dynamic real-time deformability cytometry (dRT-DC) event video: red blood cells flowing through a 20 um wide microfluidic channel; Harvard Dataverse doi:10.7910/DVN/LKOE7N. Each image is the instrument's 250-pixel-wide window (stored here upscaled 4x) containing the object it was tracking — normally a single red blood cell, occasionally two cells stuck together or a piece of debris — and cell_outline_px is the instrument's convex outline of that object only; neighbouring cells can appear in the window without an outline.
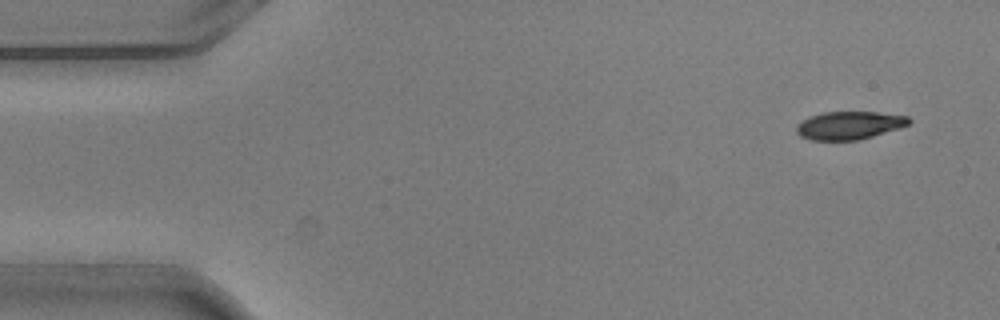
{"species": "common noctule bat (a hibernating species)", "species_latin": "Nyctalus noctula", "temperature_condition": "warm", "stored_images_in_passage": 5, "camera_frame_rate_fps": 3000, "um_per_image_px": 0.085, "animal": {"sex": "male", "body_mass_g": 20.5, "forearm_length_mm": 52.5}, "frame": {"image": 1, "passage_image": 1, "time_ms": 0.0, "image_size_px": [1000, 320], "cell_outline_px": [[912, 120], [908, 124], [900, 128], [860, 140], [812, 140], [800, 136], [796, 132], [796, 124], [812, 116], [824, 112], [876, 112], [908, 116]], "centroid_in_image_um": [72.2, 10.66], "position_along_channel_um": 12.8, "area_um2": 18.32}}
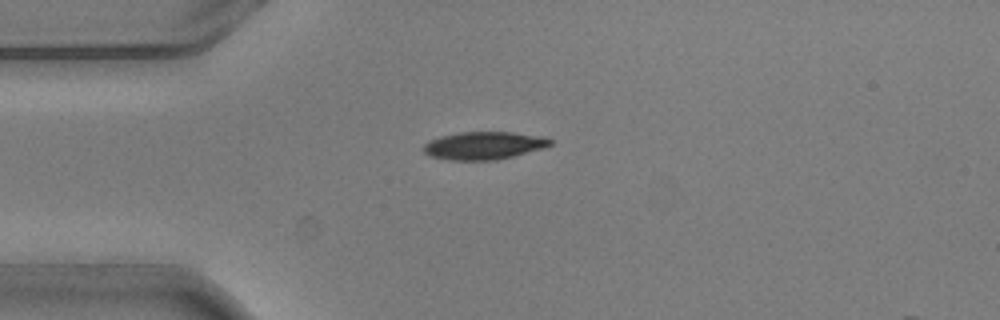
{"frame": {"image": 2, "passage_image": 4, "time_ms": 1.0, "image_size_px": [1000, 320], "cell_outline_px": [[552, 144], [544, 148], [496, 160], [448, 160], [428, 156], [424, 152], [424, 144], [428, 140], [440, 136], [460, 132], [512, 132], [544, 136], [552, 140]], "centroid_in_image_um": [41.11, 12.37], "position_along_channel_um": 43.9, "area_um2": 20.63}}